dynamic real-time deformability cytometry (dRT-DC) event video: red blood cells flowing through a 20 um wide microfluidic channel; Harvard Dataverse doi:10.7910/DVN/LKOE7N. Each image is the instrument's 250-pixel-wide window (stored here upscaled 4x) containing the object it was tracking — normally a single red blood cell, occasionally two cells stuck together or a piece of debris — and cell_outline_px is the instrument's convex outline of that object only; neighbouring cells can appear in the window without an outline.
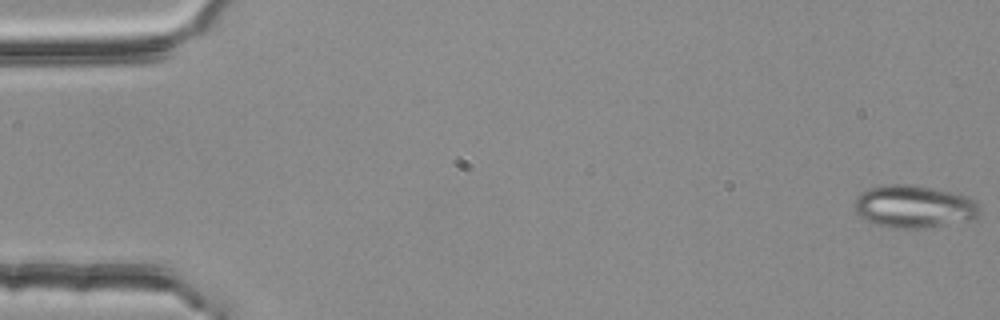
{"species": "common noctule bat (a hibernating species)", "species_latin": "Nyctalus noctula", "temperature_condition": "room temperature", "stored_images_in_passage": 54, "camera_frame_rate_fps": 3000, "um_per_image_px": 0.085, "animal": {"sex": "female", "body_mass_g": 25.1}, "frame": {"image": 1, "passage_image": 1, "time_ms": 0.0, "image_size_px": [1000, 320], "cell_outline_px": [[980, 212], [972, 220], [924, 228], [892, 228], [872, 224], [860, 216], [856, 212], [852, 204], [856, 196], [860, 192], [868, 188], [884, 184], [912, 184], [960, 192], [968, 196], [980, 204]], "centroid_in_image_um": [77.68, 17.54], "position_along_channel_um": 7.3, "area_um2": 31.96}}
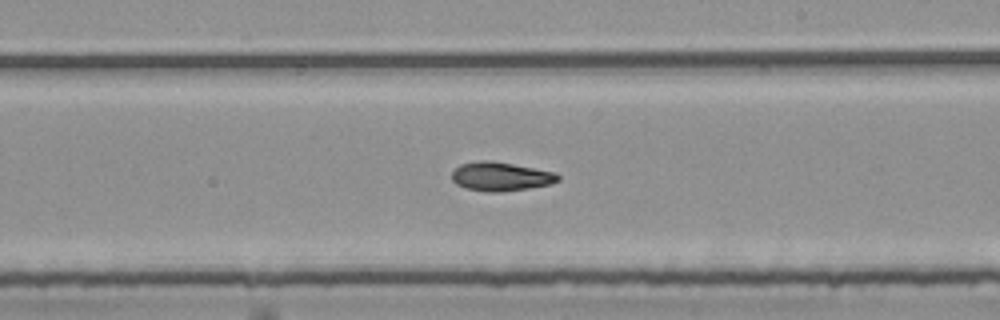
{"frame": {"image": 2, "passage_image": 32, "time_ms": 10.333, "image_size_px": [1000, 320], "cell_outline_px": [[560, 180], [548, 184], [528, 188], [500, 192], [488, 192], [468, 188], [456, 184], [452, 180], [452, 172], [460, 164], [476, 160], [492, 160], [556, 172], [560, 176]], "centroid_in_image_um": [42.55, 14.98], "position_along_channel_um": 246.4, "area_um2": 17.86}}
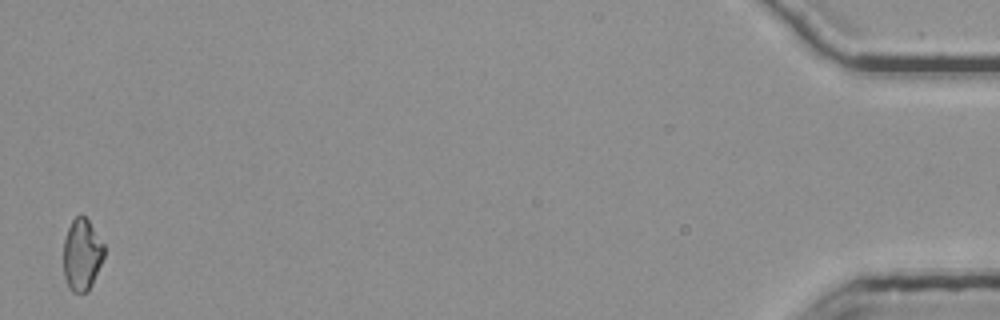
{"frame": {"image": 3, "passage_image": 54, "time_ms": 17.667, "image_size_px": [1000, 320], "cell_outline_px": [[104, 256], [88, 292], [72, 292], [68, 288], [64, 276], [64, 240], [68, 228], [72, 220], [80, 212], [88, 220], [104, 244]], "centroid_in_image_um": [6.95, 21.64], "position_along_channel_um": 428.2, "area_um2": 16.94}, "authors_computed_cell_mechanics": {"area_um2": 17.8891, "velocity_mm_per_s": 3.7977, "shape_relaxation_time_tau1_ms": null, "shape_relaxation_time_tau2_ms": 7.8564, "deformation_change_tau1": null, "deformation_change_tau2": 0.1511}}